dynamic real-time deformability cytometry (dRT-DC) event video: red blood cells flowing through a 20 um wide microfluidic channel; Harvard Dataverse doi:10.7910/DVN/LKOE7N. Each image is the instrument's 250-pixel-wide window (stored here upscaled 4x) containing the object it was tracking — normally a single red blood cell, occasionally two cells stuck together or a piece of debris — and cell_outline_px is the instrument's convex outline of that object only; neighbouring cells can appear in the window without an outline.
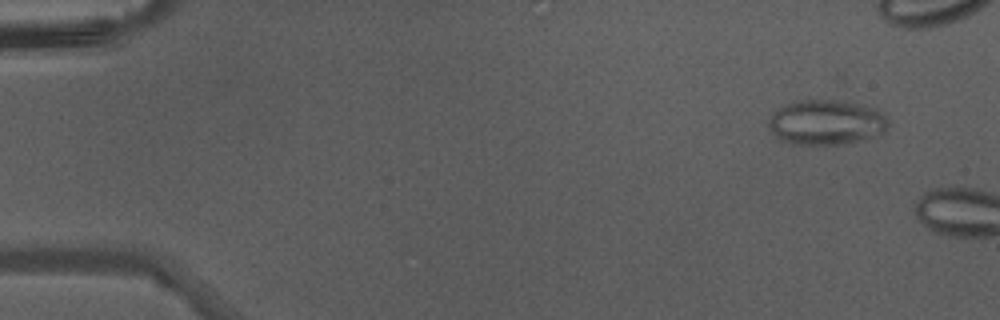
{"species": "Egyptian fruit bat (a non-hibernating species)", "species_latin": "Rousettus aegyptiacus", "temperature_condition": "warm", "stored_images_in_passage": 7, "camera_frame_rate_fps": 3000, "um_per_image_px": 0.085, "animal": {"sex": "male"}, "frame": {"image": 1, "passage_image": 4, "time_ms": 1.0, "image_size_px": [1000, 320], "cell_outline_px": [[888, 124], [884, 132], [860, 140], [844, 144], [792, 144], [784, 140], [768, 124], [768, 120], [784, 104], [796, 100], [840, 100], [876, 108], [888, 120]], "centroid_in_image_um": [70.27, 10.38], "position_along_channel_um": 14.7, "area_um2": 30.75}}